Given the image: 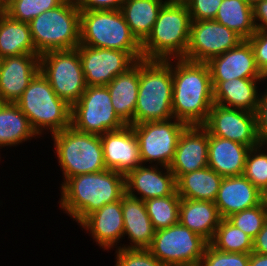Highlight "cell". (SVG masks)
<instances>
[{
    "mask_svg": "<svg viewBox=\"0 0 267 266\" xmlns=\"http://www.w3.org/2000/svg\"><path fill=\"white\" fill-rule=\"evenodd\" d=\"M80 44L122 50L143 59L141 43L132 34L121 10L80 11Z\"/></svg>",
    "mask_w": 267,
    "mask_h": 266,
    "instance_id": "obj_6",
    "label": "cell"
},
{
    "mask_svg": "<svg viewBox=\"0 0 267 266\" xmlns=\"http://www.w3.org/2000/svg\"><path fill=\"white\" fill-rule=\"evenodd\" d=\"M100 137L106 169L126 175L142 164L139 143L131 125Z\"/></svg>",
    "mask_w": 267,
    "mask_h": 266,
    "instance_id": "obj_18",
    "label": "cell"
},
{
    "mask_svg": "<svg viewBox=\"0 0 267 266\" xmlns=\"http://www.w3.org/2000/svg\"><path fill=\"white\" fill-rule=\"evenodd\" d=\"M122 212L123 237L127 235L131 243L129 242L127 245L119 244V248L147 249L154 238L156 230L147 214L144 201L125 193L122 196Z\"/></svg>",
    "mask_w": 267,
    "mask_h": 266,
    "instance_id": "obj_23",
    "label": "cell"
},
{
    "mask_svg": "<svg viewBox=\"0 0 267 266\" xmlns=\"http://www.w3.org/2000/svg\"><path fill=\"white\" fill-rule=\"evenodd\" d=\"M28 24L40 55L52 50L75 49L80 45V10L73 0H64Z\"/></svg>",
    "mask_w": 267,
    "mask_h": 266,
    "instance_id": "obj_7",
    "label": "cell"
},
{
    "mask_svg": "<svg viewBox=\"0 0 267 266\" xmlns=\"http://www.w3.org/2000/svg\"><path fill=\"white\" fill-rule=\"evenodd\" d=\"M131 126L139 143L142 164L148 162L146 165L169 167L174 158L179 137L188 125L172 118Z\"/></svg>",
    "mask_w": 267,
    "mask_h": 266,
    "instance_id": "obj_12",
    "label": "cell"
},
{
    "mask_svg": "<svg viewBox=\"0 0 267 266\" xmlns=\"http://www.w3.org/2000/svg\"><path fill=\"white\" fill-rule=\"evenodd\" d=\"M264 146L260 144L249 149L243 173L260 192L267 187V152Z\"/></svg>",
    "mask_w": 267,
    "mask_h": 266,
    "instance_id": "obj_36",
    "label": "cell"
},
{
    "mask_svg": "<svg viewBox=\"0 0 267 266\" xmlns=\"http://www.w3.org/2000/svg\"><path fill=\"white\" fill-rule=\"evenodd\" d=\"M250 254L222 252L207 244L199 266H249Z\"/></svg>",
    "mask_w": 267,
    "mask_h": 266,
    "instance_id": "obj_38",
    "label": "cell"
},
{
    "mask_svg": "<svg viewBox=\"0 0 267 266\" xmlns=\"http://www.w3.org/2000/svg\"><path fill=\"white\" fill-rule=\"evenodd\" d=\"M221 219L214 202L181 198L178 222L208 243L213 239Z\"/></svg>",
    "mask_w": 267,
    "mask_h": 266,
    "instance_id": "obj_26",
    "label": "cell"
},
{
    "mask_svg": "<svg viewBox=\"0 0 267 266\" xmlns=\"http://www.w3.org/2000/svg\"><path fill=\"white\" fill-rule=\"evenodd\" d=\"M191 21L214 19L222 0H185Z\"/></svg>",
    "mask_w": 267,
    "mask_h": 266,
    "instance_id": "obj_40",
    "label": "cell"
},
{
    "mask_svg": "<svg viewBox=\"0 0 267 266\" xmlns=\"http://www.w3.org/2000/svg\"><path fill=\"white\" fill-rule=\"evenodd\" d=\"M210 135L229 139L250 148L260 145L255 114L213 104L207 121L202 125Z\"/></svg>",
    "mask_w": 267,
    "mask_h": 266,
    "instance_id": "obj_14",
    "label": "cell"
},
{
    "mask_svg": "<svg viewBox=\"0 0 267 266\" xmlns=\"http://www.w3.org/2000/svg\"><path fill=\"white\" fill-rule=\"evenodd\" d=\"M172 98V59L139 60V91L134 124L174 118Z\"/></svg>",
    "mask_w": 267,
    "mask_h": 266,
    "instance_id": "obj_3",
    "label": "cell"
},
{
    "mask_svg": "<svg viewBox=\"0 0 267 266\" xmlns=\"http://www.w3.org/2000/svg\"><path fill=\"white\" fill-rule=\"evenodd\" d=\"M253 21L256 30L267 31V0L253 7Z\"/></svg>",
    "mask_w": 267,
    "mask_h": 266,
    "instance_id": "obj_44",
    "label": "cell"
},
{
    "mask_svg": "<svg viewBox=\"0 0 267 266\" xmlns=\"http://www.w3.org/2000/svg\"><path fill=\"white\" fill-rule=\"evenodd\" d=\"M166 1L184 2L185 0H166Z\"/></svg>",
    "mask_w": 267,
    "mask_h": 266,
    "instance_id": "obj_50",
    "label": "cell"
},
{
    "mask_svg": "<svg viewBox=\"0 0 267 266\" xmlns=\"http://www.w3.org/2000/svg\"><path fill=\"white\" fill-rule=\"evenodd\" d=\"M33 138L39 136L19 107L15 103H0V148L16 147Z\"/></svg>",
    "mask_w": 267,
    "mask_h": 266,
    "instance_id": "obj_30",
    "label": "cell"
},
{
    "mask_svg": "<svg viewBox=\"0 0 267 266\" xmlns=\"http://www.w3.org/2000/svg\"><path fill=\"white\" fill-rule=\"evenodd\" d=\"M249 266H267V255L251 252Z\"/></svg>",
    "mask_w": 267,
    "mask_h": 266,
    "instance_id": "obj_46",
    "label": "cell"
},
{
    "mask_svg": "<svg viewBox=\"0 0 267 266\" xmlns=\"http://www.w3.org/2000/svg\"><path fill=\"white\" fill-rule=\"evenodd\" d=\"M87 86H106L117 75L125 73L136 61L125 51L79 45Z\"/></svg>",
    "mask_w": 267,
    "mask_h": 266,
    "instance_id": "obj_15",
    "label": "cell"
},
{
    "mask_svg": "<svg viewBox=\"0 0 267 266\" xmlns=\"http://www.w3.org/2000/svg\"><path fill=\"white\" fill-rule=\"evenodd\" d=\"M190 27L191 17L186 3L167 1L150 34L141 43L143 59L184 58L189 44Z\"/></svg>",
    "mask_w": 267,
    "mask_h": 266,
    "instance_id": "obj_4",
    "label": "cell"
},
{
    "mask_svg": "<svg viewBox=\"0 0 267 266\" xmlns=\"http://www.w3.org/2000/svg\"><path fill=\"white\" fill-rule=\"evenodd\" d=\"M61 210L79 224L86 216L125 194V175L114 170L80 174L61 184Z\"/></svg>",
    "mask_w": 267,
    "mask_h": 266,
    "instance_id": "obj_2",
    "label": "cell"
},
{
    "mask_svg": "<svg viewBox=\"0 0 267 266\" xmlns=\"http://www.w3.org/2000/svg\"><path fill=\"white\" fill-rule=\"evenodd\" d=\"M247 40L253 49L256 65L265 77L267 75V31L256 30Z\"/></svg>",
    "mask_w": 267,
    "mask_h": 266,
    "instance_id": "obj_41",
    "label": "cell"
},
{
    "mask_svg": "<svg viewBox=\"0 0 267 266\" xmlns=\"http://www.w3.org/2000/svg\"><path fill=\"white\" fill-rule=\"evenodd\" d=\"M261 203L267 204V187L261 191Z\"/></svg>",
    "mask_w": 267,
    "mask_h": 266,
    "instance_id": "obj_48",
    "label": "cell"
},
{
    "mask_svg": "<svg viewBox=\"0 0 267 266\" xmlns=\"http://www.w3.org/2000/svg\"><path fill=\"white\" fill-rule=\"evenodd\" d=\"M207 64L213 88L220 81L234 78H264L256 65L253 49L247 39L223 54L211 58Z\"/></svg>",
    "mask_w": 267,
    "mask_h": 266,
    "instance_id": "obj_16",
    "label": "cell"
},
{
    "mask_svg": "<svg viewBox=\"0 0 267 266\" xmlns=\"http://www.w3.org/2000/svg\"><path fill=\"white\" fill-rule=\"evenodd\" d=\"M8 5V0H0V14L5 13Z\"/></svg>",
    "mask_w": 267,
    "mask_h": 266,
    "instance_id": "obj_47",
    "label": "cell"
},
{
    "mask_svg": "<svg viewBox=\"0 0 267 266\" xmlns=\"http://www.w3.org/2000/svg\"><path fill=\"white\" fill-rule=\"evenodd\" d=\"M248 5L254 7L257 3L262 2L264 0H244Z\"/></svg>",
    "mask_w": 267,
    "mask_h": 266,
    "instance_id": "obj_49",
    "label": "cell"
},
{
    "mask_svg": "<svg viewBox=\"0 0 267 266\" xmlns=\"http://www.w3.org/2000/svg\"><path fill=\"white\" fill-rule=\"evenodd\" d=\"M208 166V131L202 125L187 126L181 133L169 169L175 179Z\"/></svg>",
    "mask_w": 267,
    "mask_h": 266,
    "instance_id": "obj_20",
    "label": "cell"
},
{
    "mask_svg": "<svg viewBox=\"0 0 267 266\" xmlns=\"http://www.w3.org/2000/svg\"><path fill=\"white\" fill-rule=\"evenodd\" d=\"M115 251L114 266H164L147 249L118 248Z\"/></svg>",
    "mask_w": 267,
    "mask_h": 266,
    "instance_id": "obj_39",
    "label": "cell"
},
{
    "mask_svg": "<svg viewBox=\"0 0 267 266\" xmlns=\"http://www.w3.org/2000/svg\"><path fill=\"white\" fill-rule=\"evenodd\" d=\"M117 115L127 124L134 125V114L139 91V60L125 73L117 75L106 85Z\"/></svg>",
    "mask_w": 267,
    "mask_h": 266,
    "instance_id": "obj_27",
    "label": "cell"
},
{
    "mask_svg": "<svg viewBox=\"0 0 267 266\" xmlns=\"http://www.w3.org/2000/svg\"><path fill=\"white\" fill-rule=\"evenodd\" d=\"M243 40L235 31L214 19L191 21L189 44L183 59L207 63Z\"/></svg>",
    "mask_w": 267,
    "mask_h": 266,
    "instance_id": "obj_13",
    "label": "cell"
},
{
    "mask_svg": "<svg viewBox=\"0 0 267 266\" xmlns=\"http://www.w3.org/2000/svg\"><path fill=\"white\" fill-rule=\"evenodd\" d=\"M180 201L181 198L176 191L170 196L144 201L155 230L168 228L178 223Z\"/></svg>",
    "mask_w": 267,
    "mask_h": 266,
    "instance_id": "obj_34",
    "label": "cell"
},
{
    "mask_svg": "<svg viewBox=\"0 0 267 266\" xmlns=\"http://www.w3.org/2000/svg\"><path fill=\"white\" fill-rule=\"evenodd\" d=\"M264 81V78H234L220 81L213 88L214 103L254 113L261 90L258 85L260 82L265 83Z\"/></svg>",
    "mask_w": 267,
    "mask_h": 266,
    "instance_id": "obj_25",
    "label": "cell"
},
{
    "mask_svg": "<svg viewBox=\"0 0 267 266\" xmlns=\"http://www.w3.org/2000/svg\"><path fill=\"white\" fill-rule=\"evenodd\" d=\"M126 125L114 110L107 86H87L72 106L71 126L78 131L103 135Z\"/></svg>",
    "mask_w": 267,
    "mask_h": 266,
    "instance_id": "obj_11",
    "label": "cell"
},
{
    "mask_svg": "<svg viewBox=\"0 0 267 266\" xmlns=\"http://www.w3.org/2000/svg\"><path fill=\"white\" fill-rule=\"evenodd\" d=\"M40 72L47 78L56 95L71 107L87 88L78 48L41 54Z\"/></svg>",
    "mask_w": 267,
    "mask_h": 266,
    "instance_id": "obj_9",
    "label": "cell"
},
{
    "mask_svg": "<svg viewBox=\"0 0 267 266\" xmlns=\"http://www.w3.org/2000/svg\"><path fill=\"white\" fill-rule=\"evenodd\" d=\"M208 242L179 222L155 231L147 250L164 266H199Z\"/></svg>",
    "mask_w": 267,
    "mask_h": 266,
    "instance_id": "obj_10",
    "label": "cell"
},
{
    "mask_svg": "<svg viewBox=\"0 0 267 266\" xmlns=\"http://www.w3.org/2000/svg\"><path fill=\"white\" fill-rule=\"evenodd\" d=\"M223 178L207 166L180 175L176 179V192L182 199L214 202Z\"/></svg>",
    "mask_w": 267,
    "mask_h": 266,
    "instance_id": "obj_28",
    "label": "cell"
},
{
    "mask_svg": "<svg viewBox=\"0 0 267 266\" xmlns=\"http://www.w3.org/2000/svg\"><path fill=\"white\" fill-rule=\"evenodd\" d=\"M219 215L226 219L234 213L261 203V192L244 176L224 177L214 201Z\"/></svg>",
    "mask_w": 267,
    "mask_h": 266,
    "instance_id": "obj_22",
    "label": "cell"
},
{
    "mask_svg": "<svg viewBox=\"0 0 267 266\" xmlns=\"http://www.w3.org/2000/svg\"><path fill=\"white\" fill-rule=\"evenodd\" d=\"M79 225L89 232V236L91 235L94 240L93 242H96L104 251L113 248L118 249L120 239H125L123 238L122 198L92 212Z\"/></svg>",
    "mask_w": 267,
    "mask_h": 266,
    "instance_id": "obj_21",
    "label": "cell"
},
{
    "mask_svg": "<svg viewBox=\"0 0 267 266\" xmlns=\"http://www.w3.org/2000/svg\"><path fill=\"white\" fill-rule=\"evenodd\" d=\"M210 244L222 252L250 254L253 240L227 219H221Z\"/></svg>",
    "mask_w": 267,
    "mask_h": 266,
    "instance_id": "obj_33",
    "label": "cell"
},
{
    "mask_svg": "<svg viewBox=\"0 0 267 266\" xmlns=\"http://www.w3.org/2000/svg\"><path fill=\"white\" fill-rule=\"evenodd\" d=\"M249 149L246 145L208 132V167L223 177L243 175Z\"/></svg>",
    "mask_w": 267,
    "mask_h": 266,
    "instance_id": "obj_24",
    "label": "cell"
},
{
    "mask_svg": "<svg viewBox=\"0 0 267 266\" xmlns=\"http://www.w3.org/2000/svg\"><path fill=\"white\" fill-rule=\"evenodd\" d=\"M64 0H8L6 14L12 19L29 23L43 12L59 6Z\"/></svg>",
    "mask_w": 267,
    "mask_h": 266,
    "instance_id": "obj_35",
    "label": "cell"
},
{
    "mask_svg": "<svg viewBox=\"0 0 267 266\" xmlns=\"http://www.w3.org/2000/svg\"><path fill=\"white\" fill-rule=\"evenodd\" d=\"M51 136L64 182L70 177L106 169L100 135L69 126Z\"/></svg>",
    "mask_w": 267,
    "mask_h": 266,
    "instance_id": "obj_8",
    "label": "cell"
},
{
    "mask_svg": "<svg viewBox=\"0 0 267 266\" xmlns=\"http://www.w3.org/2000/svg\"><path fill=\"white\" fill-rule=\"evenodd\" d=\"M39 54L33 44L30 27L26 22L0 14V58Z\"/></svg>",
    "mask_w": 267,
    "mask_h": 266,
    "instance_id": "obj_29",
    "label": "cell"
},
{
    "mask_svg": "<svg viewBox=\"0 0 267 266\" xmlns=\"http://www.w3.org/2000/svg\"><path fill=\"white\" fill-rule=\"evenodd\" d=\"M226 219L254 240L267 221V210L260 203L255 207L234 213Z\"/></svg>",
    "mask_w": 267,
    "mask_h": 266,
    "instance_id": "obj_37",
    "label": "cell"
},
{
    "mask_svg": "<svg viewBox=\"0 0 267 266\" xmlns=\"http://www.w3.org/2000/svg\"><path fill=\"white\" fill-rule=\"evenodd\" d=\"M172 80L174 118L188 126L203 125L214 104L208 64L172 59Z\"/></svg>",
    "mask_w": 267,
    "mask_h": 266,
    "instance_id": "obj_1",
    "label": "cell"
},
{
    "mask_svg": "<svg viewBox=\"0 0 267 266\" xmlns=\"http://www.w3.org/2000/svg\"><path fill=\"white\" fill-rule=\"evenodd\" d=\"M265 208H266V210H267V204H262Z\"/></svg>",
    "mask_w": 267,
    "mask_h": 266,
    "instance_id": "obj_51",
    "label": "cell"
},
{
    "mask_svg": "<svg viewBox=\"0 0 267 266\" xmlns=\"http://www.w3.org/2000/svg\"><path fill=\"white\" fill-rule=\"evenodd\" d=\"M40 71V54L1 58L0 103H15Z\"/></svg>",
    "mask_w": 267,
    "mask_h": 266,
    "instance_id": "obj_19",
    "label": "cell"
},
{
    "mask_svg": "<svg viewBox=\"0 0 267 266\" xmlns=\"http://www.w3.org/2000/svg\"><path fill=\"white\" fill-rule=\"evenodd\" d=\"M252 252L267 255V221L253 240Z\"/></svg>",
    "mask_w": 267,
    "mask_h": 266,
    "instance_id": "obj_45",
    "label": "cell"
},
{
    "mask_svg": "<svg viewBox=\"0 0 267 266\" xmlns=\"http://www.w3.org/2000/svg\"><path fill=\"white\" fill-rule=\"evenodd\" d=\"M166 0H125L121 12L132 34L142 43L150 34Z\"/></svg>",
    "mask_w": 267,
    "mask_h": 266,
    "instance_id": "obj_31",
    "label": "cell"
},
{
    "mask_svg": "<svg viewBox=\"0 0 267 266\" xmlns=\"http://www.w3.org/2000/svg\"><path fill=\"white\" fill-rule=\"evenodd\" d=\"M214 20L235 31L243 39H249L256 32L253 7L244 0H222Z\"/></svg>",
    "mask_w": 267,
    "mask_h": 266,
    "instance_id": "obj_32",
    "label": "cell"
},
{
    "mask_svg": "<svg viewBox=\"0 0 267 266\" xmlns=\"http://www.w3.org/2000/svg\"><path fill=\"white\" fill-rule=\"evenodd\" d=\"M80 11L120 10L125 0H73Z\"/></svg>",
    "mask_w": 267,
    "mask_h": 266,
    "instance_id": "obj_43",
    "label": "cell"
},
{
    "mask_svg": "<svg viewBox=\"0 0 267 266\" xmlns=\"http://www.w3.org/2000/svg\"><path fill=\"white\" fill-rule=\"evenodd\" d=\"M15 104L26 115L39 137L49 131L52 135L71 126L72 107L56 95L40 71Z\"/></svg>",
    "mask_w": 267,
    "mask_h": 266,
    "instance_id": "obj_5",
    "label": "cell"
},
{
    "mask_svg": "<svg viewBox=\"0 0 267 266\" xmlns=\"http://www.w3.org/2000/svg\"><path fill=\"white\" fill-rule=\"evenodd\" d=\"M254 114L259 141L267 147V88L263 94L260 92Z\"/></svg>",
    "mask_w": 267,
    "mask_h": 266,
    "instance_id": "obj_42",
    "label": "cell"
},
{
    "mask_svg": "<svg viewBox=\"0 0 267 266\" xmlns=\"http://www.w3.org/2000/svg\"><path fill=\"white\" fill-rule=\"evenodd\" d=\"M175 191L176 179L169 167L141 164L125 175V193L143 201Z\"/></svg>",
    "mask_w": 267,
    "mask_h": 266,
    "instance_id": "obj_17",
    "label": "cell"
}]
</instances>
